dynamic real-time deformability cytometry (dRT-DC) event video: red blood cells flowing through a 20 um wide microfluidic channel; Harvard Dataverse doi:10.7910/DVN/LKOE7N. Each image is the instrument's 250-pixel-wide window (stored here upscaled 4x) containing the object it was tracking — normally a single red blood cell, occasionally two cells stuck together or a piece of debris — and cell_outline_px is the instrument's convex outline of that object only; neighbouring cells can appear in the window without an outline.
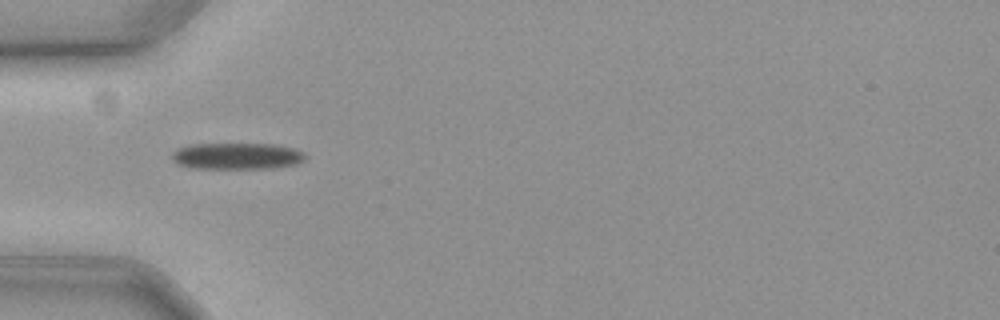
{"species": "common noctule bat (a hibernating species)", "species_latin": "Nyctalus noctula", "temperature_condition": "cold", "stored_images_in_passage": 25, "camera_frame_rate_fps": 3000, "um_per_image_px": 0.085, "animal": {"sex": "female", "body_mass_g": 19.3, "forearm_length_mm": 54.1}, "frame": {"image": 1, "passage_image": 1, "time_ms": 0.0, "image_size_px": [1000, 320], "cell_outline_px": [[304, 160], [296, 164], [272, 168], [192, 168], [176, 164], [172, 160], [172, 152], [180, 148], [196, 144], [272, 144], [292, 148], [304, 152]], "centroid_in_image_um": [20.12, 13.27], "position_along_channel_um": 64.9, "area_um2": 20.4}}
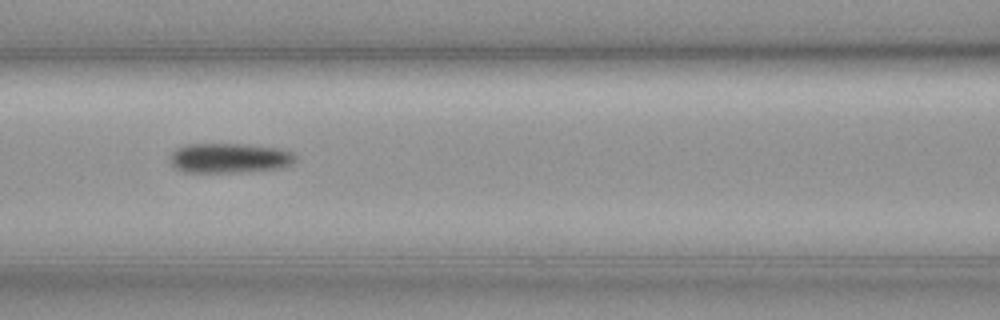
{"frame": {"image": 2, "passage_image": 8, "time_ms": 2.333, "image_size_px": [1000, 320], "cell_outline_px": [[296, 160], [292, 164], [280, 168], [236, 172], [184, 172], [176, 168], [172, 164], [172, 152], [176, 148], [188, 144], [244, 144], [280, 148], [292, 152], [296, 156]], "centroid_in_image_um": [19.54, 13.43], "position_along_channel_um": 147.1, "area_um2": 21.68}}
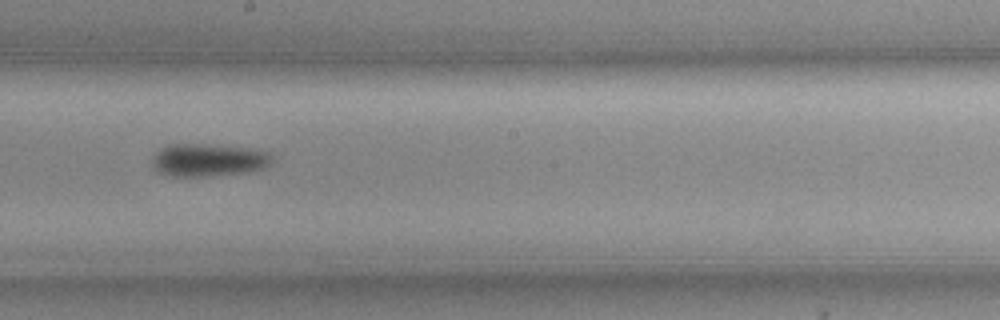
{"frame": {"image": 3, "passage_image": 15, "time_ms": 4.667, "image_size_px": [1000, 320], "cell_outline_px": [[272, 160], [268, 164], [260, 168], [244, 172], [204, 176], [168, 176], [156, 172], [152, 168], [152, 156], [156, 152], [168, 144], [204, 144], [240, 148], [268, 152]], "centroid_in_image_um": [17.56, 13.61], "position_along_channel_um": 230.6, "area_um2": 22.43}}